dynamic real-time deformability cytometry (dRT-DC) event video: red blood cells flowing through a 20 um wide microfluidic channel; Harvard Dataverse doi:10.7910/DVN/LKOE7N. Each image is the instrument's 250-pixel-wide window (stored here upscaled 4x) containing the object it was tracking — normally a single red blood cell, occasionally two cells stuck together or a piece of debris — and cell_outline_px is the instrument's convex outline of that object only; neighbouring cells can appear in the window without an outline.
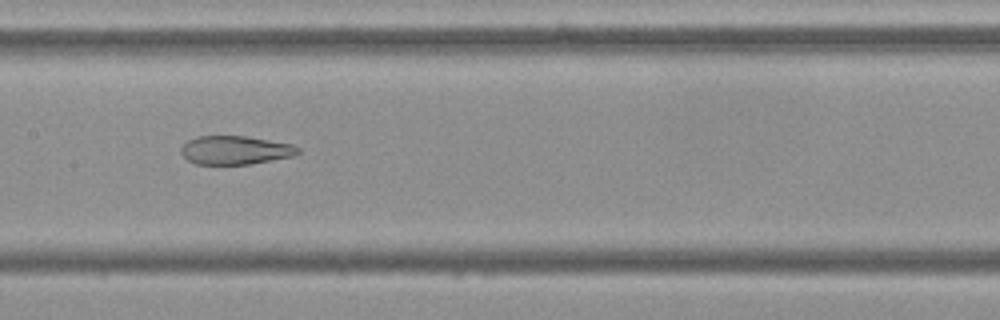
{"species": "Egyptian fruit bat (a non-hibernating species)", "species_latin": "Rousettus aegyptiacus", "temperature_condition": "cold", "stored_images_in_passage": 55, "camera_frame_rate_fps": 3000, "um_per_image_px": 0.085, "frame": {"image": 1, "passage_image": 27, "time_ms": 8.667, "image_size_px": [1000, 320], "cell_outline_px": [[300, 152], [292, 156], [248, 164], [196, 164], [188, 160], [180, 152], [180, 148], [188, 140], [196, 136], [244, 136], [292, 144], [300, 148]], "centroid_in_image_um": [19.97, 12.76], "position_along_channel_um": 187.4, "area_um2": 19.31}}
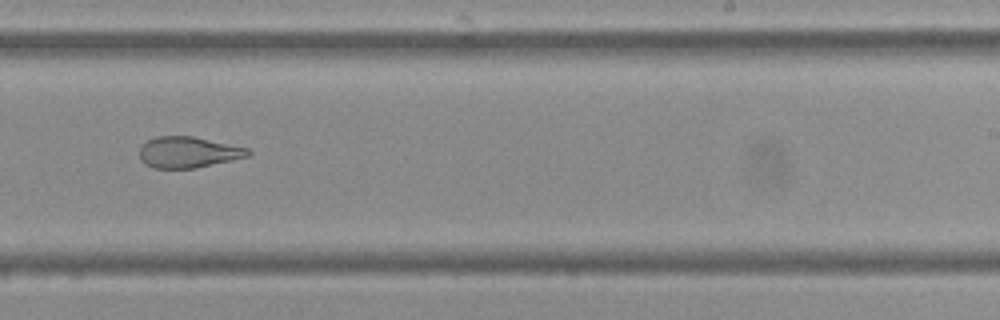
{"frame": {"image": 2, "passage_image": 34, "time_ms": 11.0, "image_size_px": [1000, 320], "cell_outline_px": [[252, 156], [196, 168], [152, 168], [144, 164], [140, 160], [140, 144], [156, 136], [192, 136], [248, 148], [252, 152]], "centroid_in_image_um": [16.0, 12.95], "position_along_channel_um": 273.0, "area_um2": 19.88}}
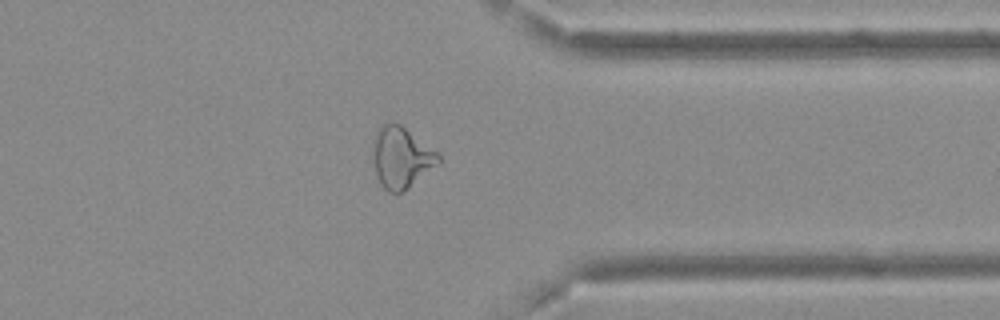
{"frame": {"image": 3, "passage_image": 43, "time_ms": 14.0, "image_size_px": [1000, 320], "cell_outline_px": [[440, 160], [408, 188], [400, 192], [388, 192], [380, 184], [376, 172], [372, 152], [372, 144], [376, 132], [388, 120], [392, 120], [400, 124], [436, 152], [440, 156]], "centroid_in_image_um": [34.04, 13.35], "position_along_channel_um": 377.4, "area_um2": 22.77}, "authors_computed_cell_mechanics": {"area_um2": 25.2008, "velocity_mm_per_s": 3.6778, "shape_relaxation_time_tau1_ms": null, "shape_relaxation_time_tau2_ms": 2.2693, "deformation_change_tau1": null, "deformation_change_tau2": 0.1113}}